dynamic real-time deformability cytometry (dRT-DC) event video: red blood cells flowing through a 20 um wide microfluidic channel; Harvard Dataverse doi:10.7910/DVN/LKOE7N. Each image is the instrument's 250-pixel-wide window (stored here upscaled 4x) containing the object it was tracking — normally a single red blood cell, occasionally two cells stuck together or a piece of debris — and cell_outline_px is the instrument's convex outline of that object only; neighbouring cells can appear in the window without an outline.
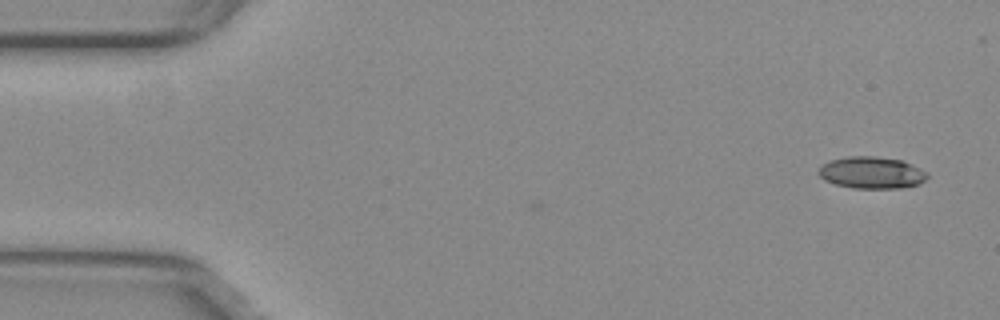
{"species": "common noctule bat (a hibernating species)", "species_latin": "Nyctalus noctula", "temperature_condition": "warm", "stored_images_in_passage": 4, "camera_frame_rate_fps": 3000, "um_per_image_px": 0.085, "animal": {"sex": "female", "body_mass_g": 29.2, "forearm_length_mm": 56.3}, "frame": {"image": 1, "passage_image": 4, "time_ms": 1.0, "image_size_px": [1000, 320], "cell_outline_px": [[928, 176], [920, 184], [900, 188], [852, 188], [836, 184], [824, 180], [816, 172], [828, 160], [848, 156], [876, 156], [900, 160], [920, 168], [928, 172]], "centroid_in_image_um": [74.08, 14.67], "position_along_channel_um": 10.9, "area_um2": 20.23}}